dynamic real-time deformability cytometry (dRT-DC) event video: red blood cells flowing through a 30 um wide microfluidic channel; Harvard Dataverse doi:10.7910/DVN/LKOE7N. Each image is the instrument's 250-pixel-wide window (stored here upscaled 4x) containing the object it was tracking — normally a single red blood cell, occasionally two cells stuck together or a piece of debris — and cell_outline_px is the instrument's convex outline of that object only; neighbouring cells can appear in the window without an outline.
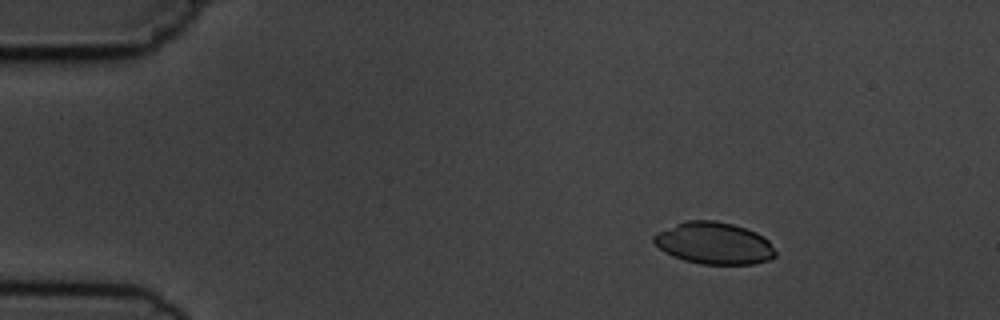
{"species": "common noctule bat (a hibernating species)", "species_latin": "Nyctalus noctula", "temperature_condition": "cold", "stored_images_in_passage": 3, "camera_frame_rate_fps": 3000, "um_per_image_px": 0.085, "animal": {"sex": "male", "body_mass_g": 19.5, "forearm_length_mm": 54.6}, "frame": {"image": 1, "passage_image": 1, "time_ms": 0.0, "image_size_px": [1000, 320], "cell_outline_px": [[776, 256], [768, 260], [752, 264], [700, 264], [684, 260], [672, 256], [664, 252], [652, 240], [652, 236], [656, 232], [676, 224], [688, 220], [716, 220], [732, 224], [756, 232], [764, 236], [768, 240], [776, 252]], "centroid_in_image_um": [60.68, 20.67], "position_along_channel_um": 24.3, "area_um2": 29.77}}